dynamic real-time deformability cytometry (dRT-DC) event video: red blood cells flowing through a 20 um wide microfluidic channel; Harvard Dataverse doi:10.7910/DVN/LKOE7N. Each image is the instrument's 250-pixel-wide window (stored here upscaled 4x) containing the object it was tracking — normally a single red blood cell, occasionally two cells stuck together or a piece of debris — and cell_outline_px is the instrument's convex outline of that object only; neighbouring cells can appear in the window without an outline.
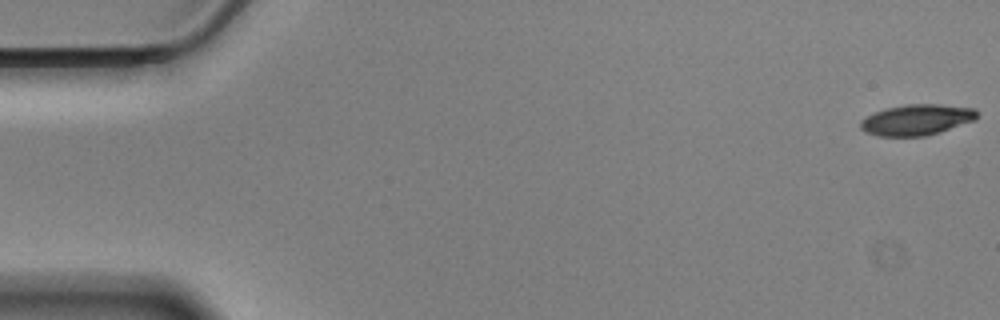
{"species": "Egyptian fruit bat (a non-hibernating species)", "species_latin": "Rousettus aegyptiacus", "temperature_condition": "cold", "stored_images_in_passage": 57, "camera_frame_rate_fps": 3000, "um_per_image_px": 0.085, "animal": {"sex": "male"}, "frame": {"image": 1, "passage_image": 1, "time_ms": 0.0, "image_size_px": [1000, 320], "cell_outline_px": [[980, 112], [976, 120], [940, 132], [924, 136], [876, 136], [864, 132], [860, 128], [860, 120], [884, 108], [904, 104], [940, 104], [976, 108]], "centroid_in_image_um": [77.95, 10.17], "position_along_channel_um": 7.1, "area_um2": 21.27}}
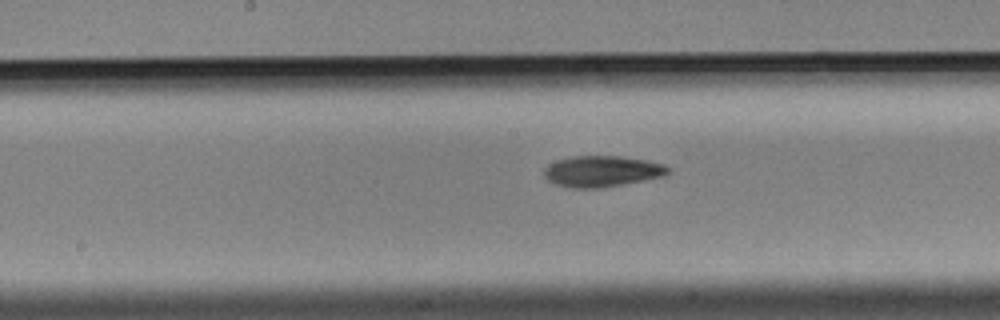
{"frame": {"image": 2, "passage_image": 29, "time_ms": 9.333, "image_size_px": [1000, 320], "cell_outline_px": [[668, 172], [660, 176], [600, 188], [572, 188], [556, 184], [548, 180], [544, 176], [544, 168], [548, 164], [556, 160], [572, 156], [620, 156], [648, 160], [664, 164], [668, 168]], "centroid_in_image_um": [51.09, 14.54], "position_along_channel_um": 197.1, "area_um2": 22.14}}
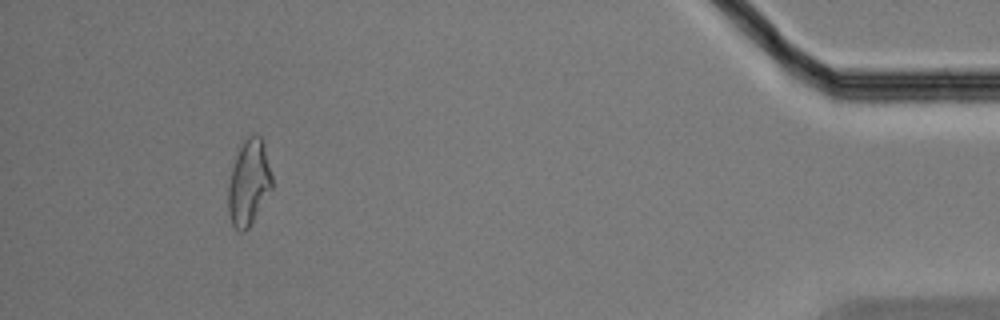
{"frame": {"image": 3, "passage_image": 53, "time_ms": 17.333, "image_size_px": [1000, 320], "cell_outline_px": [[272, 188], [248, 228], [244, 232], [240, 232], [232, 224], [228, 212], [228, 184], [232, 168], [240, 144], [248, 136], [260, 136], [264, 144], [272, 176]], "centroid_in_image_um": [21.14, 15.52], "position_along_channel_um": 414.1, "area_um2": 21.62}, "authors_computed_cell_mechanics": {"area_um2": 21.6172, "velocity_mm_per_s": 3.5205, "shape_relaxation_time_tau1_ms": 5.4038, "shape_relaxation_time_tau2_ms": null, "deformation_change_tau1": 0.1418, "deformation_change_tau2": null}}